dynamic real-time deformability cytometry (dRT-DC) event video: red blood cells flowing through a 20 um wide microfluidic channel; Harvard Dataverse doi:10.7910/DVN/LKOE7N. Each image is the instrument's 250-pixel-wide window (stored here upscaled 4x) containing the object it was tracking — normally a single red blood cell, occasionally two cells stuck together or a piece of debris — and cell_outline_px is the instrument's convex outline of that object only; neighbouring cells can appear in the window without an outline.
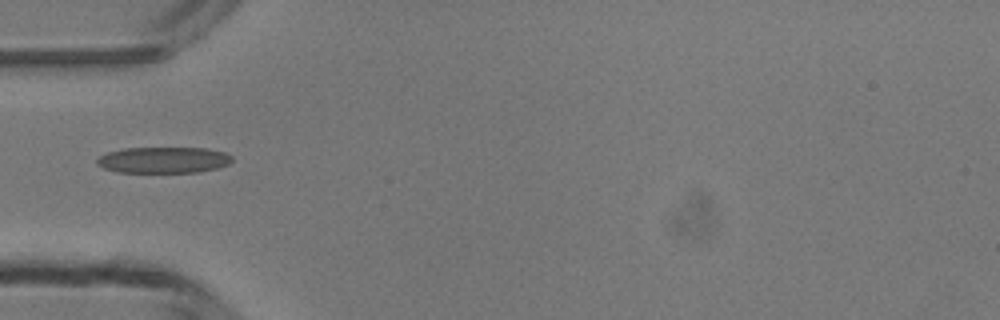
{"species": "common noctule bat (a hibernating species)", "species_latin": "Nyctalus noctula", "temperature_condition": "room temperature", "stored_images_in_passage": 34, "camera_frame_rate_fps": 3000, "um_per_image_px": 0.085, "animal": {"sex": "male", "body_mass_g": 13.3}, "frame": {"image": 1, "passage_image": 1, "time_ms": 0.0, "image_size_px": [1000, 320], "cell_outline_px": [[232, 160], [228, 164], [216, 168], [200, 172], [116, 172], [104, 168], [96, 164], [96, 160], [100, 156], [108, 152], [124, 148], [208, 148], [224, 152], [232, 156]], "centroid_in_image_um": [13.89, 13.6], "position_along_channel_um": 71.1, "area_um2": 20.58}}
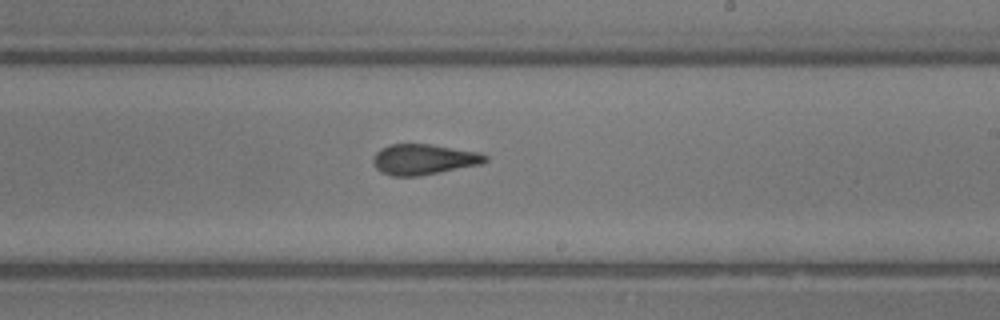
{"frame": {"image": 2, "passage_image": 14, "time_ms": 4.333, "image_size_px": [1000, 320], "cell_outline_px": [[488, 160], [480, 164], [420, 176], [392, 176], [380, 172], [376, 168], [372, 160], [372, 156], [380, 148], [388, 144], [432, 144], [480, 152], [488, 156]], "centroid_in_image_um": [35.99, 13.54], "position_along_channel_um": 253.0, "area_um2": 20.17}}
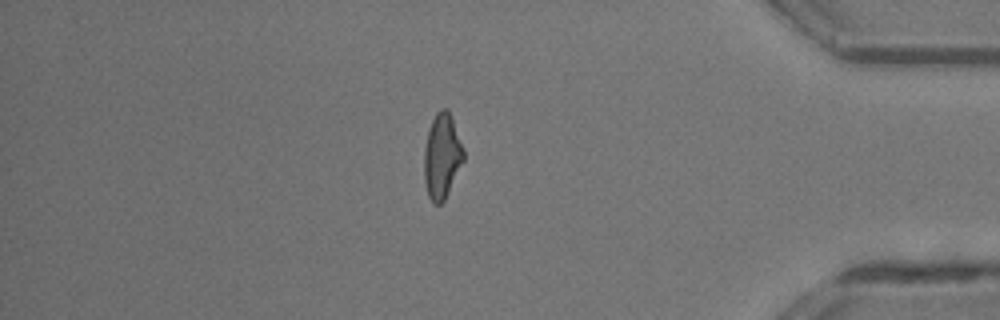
{"frame": {"image": 3, "passage_image": 27, "time_ms": 8.667, "image_size_px": [1000, 320], "cell_outline_px": [[464, 160], [444, 200], [440, 204], [432, 204], [428, 196], [424, 180], [424, 148], [428, 128], [436, 112], [440, 108], [448, 108], [452, 116], [464, 148]], "centroid_in_image_um": [37.56, 13.24], "position_along_channel_um": 397.6, "area_um2": 19.83}, "authors_computed_cell_mechanics": {"area_um2": 19.7965, "velocity_mm_per_s": 4.168, "shape_relaxation_time_tau1_ms": 5.6087, "shape_relaxation_time_tau2_ms": 0.9122, "deformation_change_tau1": 0.1791, "deformation_change_tau2": 0.0945}}